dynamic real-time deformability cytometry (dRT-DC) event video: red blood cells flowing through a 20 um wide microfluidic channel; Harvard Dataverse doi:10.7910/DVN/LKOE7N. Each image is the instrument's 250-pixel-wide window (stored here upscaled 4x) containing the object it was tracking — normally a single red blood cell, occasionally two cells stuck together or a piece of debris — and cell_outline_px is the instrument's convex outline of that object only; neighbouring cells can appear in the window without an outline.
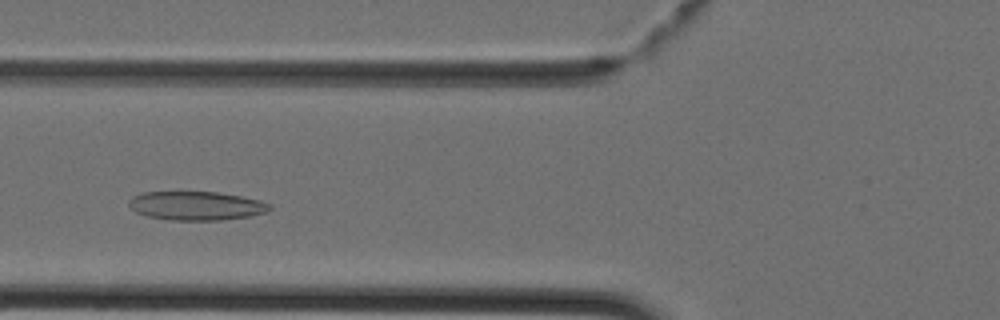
{"species": "Egyptian fruit bat (a non-hibernating species)", "species_latin": "Rousettus aegyptiacus", "temperature_condition": "cold", "stored_images_in_passage": 38, "camera_frame_rate_fps": 3000, "um_per_image_px": 0.085, "animal": {"sex": "female"}, "frame": {"image": 1, "passage_image": 11, "time_ms": 3.333, "image_size_px": [1000, 320], "cell_outline_px": [[272, 208], [264, 212], [252, 216], [220, 220], [172, 220], [148, 216], [136, 212], [128, 204], [128, 200], [132, 196], [144, 192], [216, 192], [240, 196], [260, 200], [272, 204]], "centroid_in_image_um": [16.69, 17.49], "position_along_channel_um": 109.1, "area_um2": 23.58}}
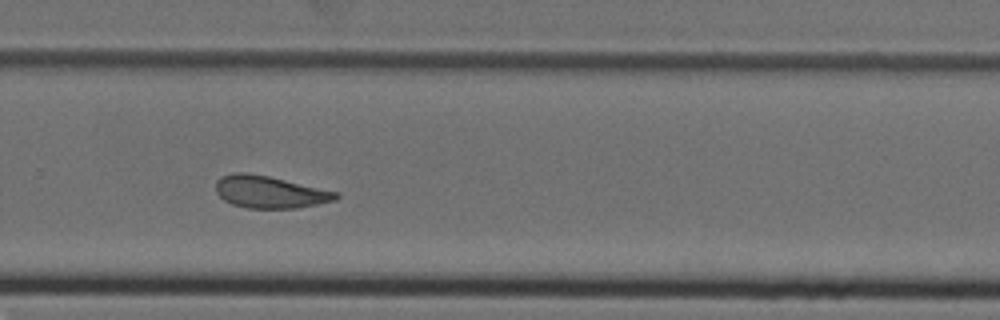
{"frame": {"image": 2, "passage_image": 24, "time_ms": 7.667, "image_size_px": [1000, 320], "cell_outline_px": [[340, 196], [336, 200], [296, 208], [248, 208], [232, 204], [224, 200], [216, 192], [216, 180], [220, 176], [232, 172], [248, 172], [268, 176], [340, 192]], "centroid_in_image_um": [22.92, 16.3], "position_along_channel_um": 306.9, "area_um2": 22.66}}
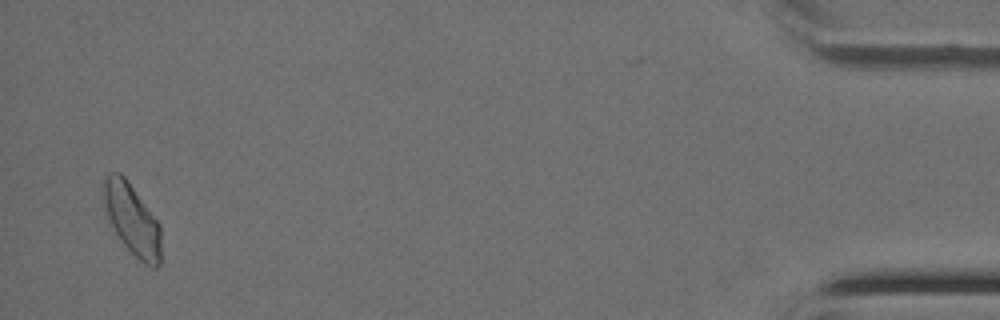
{"frame": {"image": 3, "passage_image": 37, "time_ms": 12.0, "image_size_px": [1000, 320], "cell_outline_px": [[164, 260], [156, 268], [152, 268], [140, 260], [120, 240], [104, 208], [100, 192], [100, 184], [104, 172], [120, 172], [124, 176], [160, 224]], "centroid_in_image_um": [11.22, 18.62], "position_along_channel_um": 424.0, "area_um2": 24.62}}